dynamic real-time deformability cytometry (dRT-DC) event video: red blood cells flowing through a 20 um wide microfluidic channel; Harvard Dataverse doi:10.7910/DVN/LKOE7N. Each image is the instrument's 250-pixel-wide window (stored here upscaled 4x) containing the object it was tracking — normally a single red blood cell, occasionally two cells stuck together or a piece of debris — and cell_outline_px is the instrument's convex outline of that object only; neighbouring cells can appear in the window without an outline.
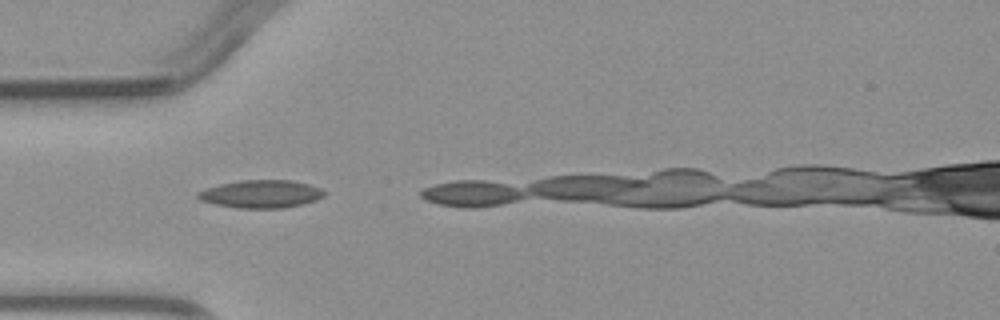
{"species": "common noctule bat (a hibernating species)", "species_latin": "Nyctalus noctula", "temperature_condition": "warm", "stored_images_in_passage": 4, "camera_frame_rate_fps": 3000, "um_per_image_px": 0.085, "animal": {"sex": "male", "body_mass_g": 23.1, "forearm_length_mm": 52.7}, "frame": {"image": 1, "passage_image": 1, "time_ms": 0.0, "image_size_px": [1000, 320], "cell_outline_px": [[324, 196], [316, 200], [304, 204], [284, 208], [236, 208], [212, 204], [200, 200], [196, 196], [196, 192], [220, 184], [240, 180], [292, 180], [308, 184], [320, 188], [324, 192]], "centroid_in_image_um": [22.17, 16.49], "position_along_channel_um": 62.8, "area_um2": 20.63}}
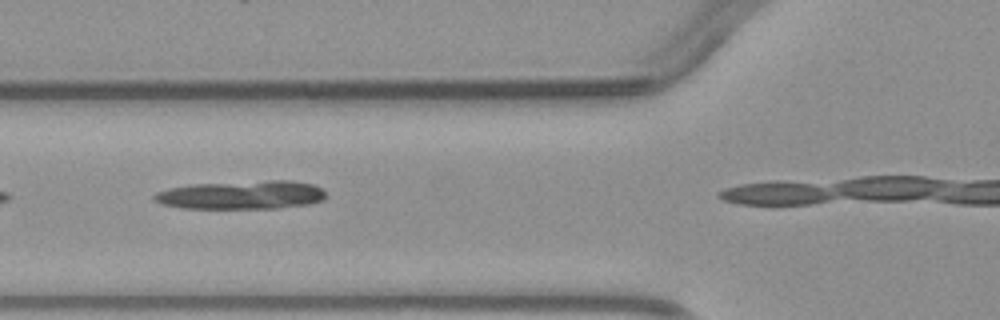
{"frame": {"image": 2, "passage_image": 3, "time_ms": 3.0, "image_size_px": [1000, 320], "cell_outline_px": [[324, 200], [308, 204], [280, 208], [180, 208], [164, 204], [152, 200], [152, 196], [156, 192], [168, 188], [192, 184], [272, 180], [292, 180], [312, 184], [320, 188], [324, 192]], "centroid_in_image_um": [20.5, 16.57], "position_along_channel_um": 105.3, "area_um2": 28.55}}